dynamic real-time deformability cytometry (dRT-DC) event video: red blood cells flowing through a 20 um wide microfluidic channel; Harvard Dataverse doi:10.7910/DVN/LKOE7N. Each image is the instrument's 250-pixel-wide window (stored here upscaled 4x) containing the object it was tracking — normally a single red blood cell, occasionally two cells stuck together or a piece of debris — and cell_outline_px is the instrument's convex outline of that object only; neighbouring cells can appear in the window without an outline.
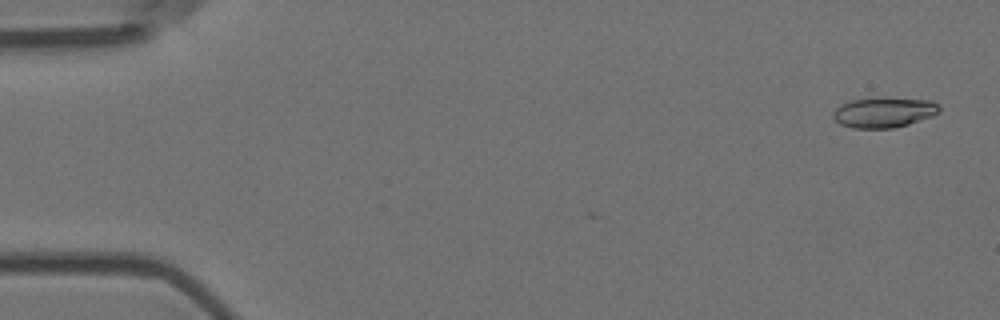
{"species": "Egyptian fruit bat (a non-hibernating species)", "species_latin": "Rousettus aegyptiacus", "temperature_condition": "room temperature", "stored_images_in_passage": 3, "camera_frame_rate_fps": 3000, "um_per_image_px": 0.085, "animal": {"sex": "female"}, "frame": {"image": 1, "passage_image": 1, "time_ms": 0.0, "image_size_px": [1000, 320], "cell_outline_px": [[940, 112], [932, 116], [908, 124], [892, 128], [852, 128], [840, 124], [832, 116], [832, 112], [840, 104], [852, 100], [880, 96], [888, 96], [932, 100], [940, 104]], "centroid_in_image_um": [75.16, 9.51], "position_along_channel_um": 9.8, "area_um2": 19.31}}